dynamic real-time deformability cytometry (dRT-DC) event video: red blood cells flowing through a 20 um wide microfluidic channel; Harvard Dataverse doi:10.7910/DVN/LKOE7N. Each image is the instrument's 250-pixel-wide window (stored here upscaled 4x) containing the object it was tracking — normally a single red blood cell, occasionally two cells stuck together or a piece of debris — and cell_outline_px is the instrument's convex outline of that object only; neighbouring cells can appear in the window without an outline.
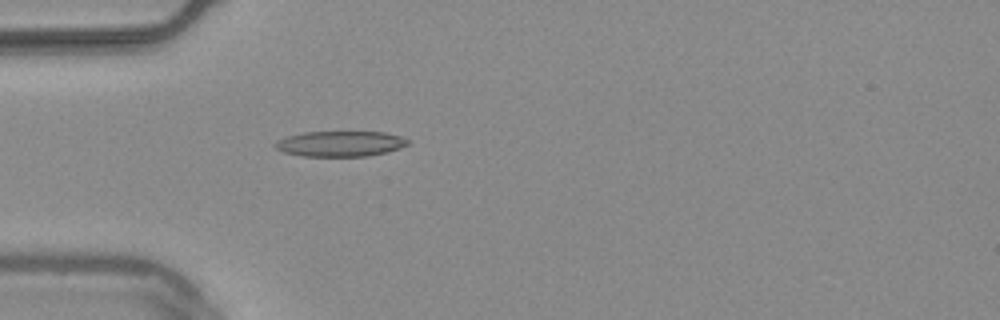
{"species": "common noctule bat (a hibernating species)", "species_latin": "Nyctalus noctula", "temperature_condition": "warm", "stored_images_in_passage": 38, "camera_frame_rate_fps": 3000, "um_per_image_px": 0.085, "animal": {"sex": "male", "body_mass_g": 20.4}, "frame": {"image": 1, "passage_image": 1, "time_ms": 0.0, "image_size_px": [1000, 320], "cell_outline_px": [[408, 144], [400, 148], [368, 156], [300, 156], [284, 152], [276, 148], [272, 144], [276, 140], [288, 136], [304, 132], [384, 132], [400, 136], [408, 140]], "centroid_in_image_um": [28.88, 12.22], "position_along_channel_um": 56.1, "area_um2": 19.59}}
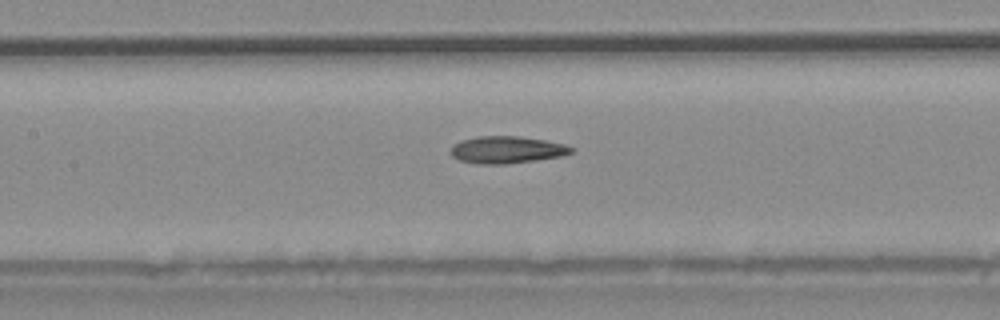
{"frame": {"image": 2, "passage_image": 10, "time_ms": 3.0, "image_size_px": [1000, 320], "cell_outline_px": [[572, 152], [560, 156], [536, 160], [504, 164], [480, 164], [460, 160], [452, 156], [448, 152], [460, 140], [476, 136], [516, 136], [544, 140], [564, 144], [572, 148]], "centroid_in_image_um": [43.03, 12.73], "position_along_channel_um": 164.4, "area_um2": 18.84}}
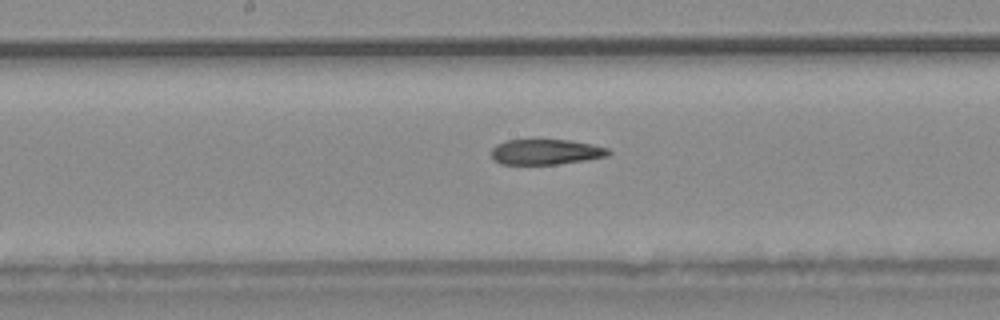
{"frame": {"image": 3, "passage_image": 13, "time_ms": 4.0, "image_size_px": [1000, 320], "cell_outline_px": [[612, 152], [608, 156], [584, 160], [556, 164], [500, 164], [492, 156], [492, 148], [496, 144], [508, 140], [568, 140], [592, 144], [608, 148]], "centroid_in_image_um": [46.41, 12.91], "position_along_channel_um": 201.8, "area_um2": 17.17}}